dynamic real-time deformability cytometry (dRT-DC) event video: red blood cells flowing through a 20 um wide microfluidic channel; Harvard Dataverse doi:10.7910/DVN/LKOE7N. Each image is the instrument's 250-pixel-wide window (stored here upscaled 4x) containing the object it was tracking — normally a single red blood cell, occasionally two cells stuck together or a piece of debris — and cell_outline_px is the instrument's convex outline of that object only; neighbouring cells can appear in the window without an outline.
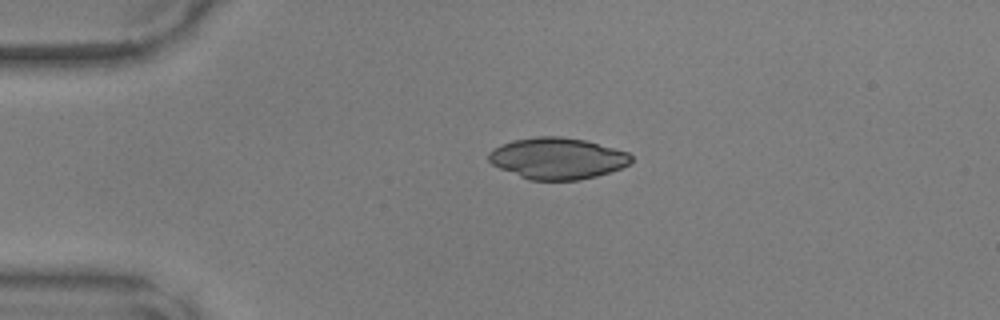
{"species": "common noctule bat (a hibernating species)", "species_latin": "Nyctalus noctula", "temperature_condition": "warm", "stored_images_in_passage": 32, "camera_frame_rate_fps": 3000, "um_per_image_px": 0.085, "animal": {"sex": "male", "body_mass_g": 17.9, "forearm_length_mm": 54.2}, "frame": {"image": 1, "passage_image": 1, "time_ms": 0.0, "image_size_px": [1000, 320], "cell_outline_px": [[632, 160], [628, 164], [620, 168], [596, 176], [580, 180], [528, 180], [500, 168], [492, 164], [488, 160], [488, 152], [512, 140], [536, 136], [560, 136], [584, 140], [628, 152], [632, 156]], "centroid_in_image_um": [47.36, 13.46], "position_along_channel_um": 37.6, "area_um2": 34.16}}